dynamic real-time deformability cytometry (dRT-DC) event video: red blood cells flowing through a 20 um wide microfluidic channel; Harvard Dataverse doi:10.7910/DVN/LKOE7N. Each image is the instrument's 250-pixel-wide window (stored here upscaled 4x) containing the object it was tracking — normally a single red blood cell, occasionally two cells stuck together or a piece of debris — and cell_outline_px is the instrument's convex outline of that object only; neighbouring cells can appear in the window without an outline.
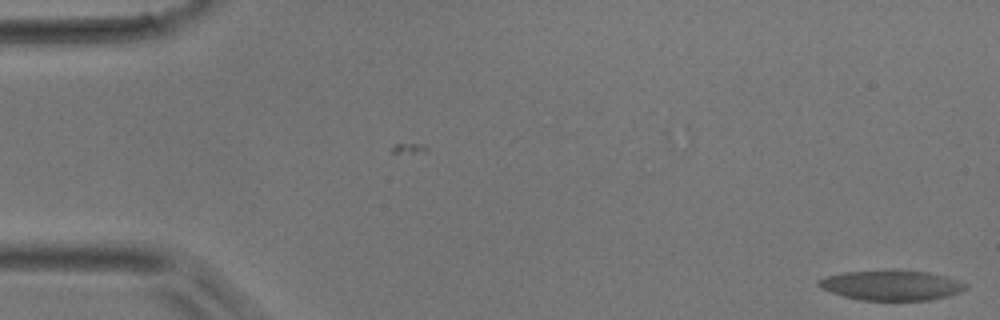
{"species": "common noctule bat (a hibernating species)", "species_latin": "Nyctalus noctula", "temperature_condition": "room temperature", "stored_images_in_passage": 6, "camera_frame_rate_fps": 3000, "um_per_image_px": 0.085, "animal": {"sex": "male", "body_mass_g": 17.9}, "frame": {"image": 1, "passage_image": 6, "time_ms": 1.667, "image_size_px": [1000, 320], "cell_outline_px": [[968, 288], [960, 292], [948, 296], [928, 300], [860, 300], [844, 296], [820, 288], [816, 284], [816, 280], [824, 276], [844, 272], [884, 268], [896, 268], [928, 272], [944, 276], [968, 284]], "centroid_in_image_um": [75.73, 24.21], "position_along_channel_um": 9.3, "area_um2": 26.47}}